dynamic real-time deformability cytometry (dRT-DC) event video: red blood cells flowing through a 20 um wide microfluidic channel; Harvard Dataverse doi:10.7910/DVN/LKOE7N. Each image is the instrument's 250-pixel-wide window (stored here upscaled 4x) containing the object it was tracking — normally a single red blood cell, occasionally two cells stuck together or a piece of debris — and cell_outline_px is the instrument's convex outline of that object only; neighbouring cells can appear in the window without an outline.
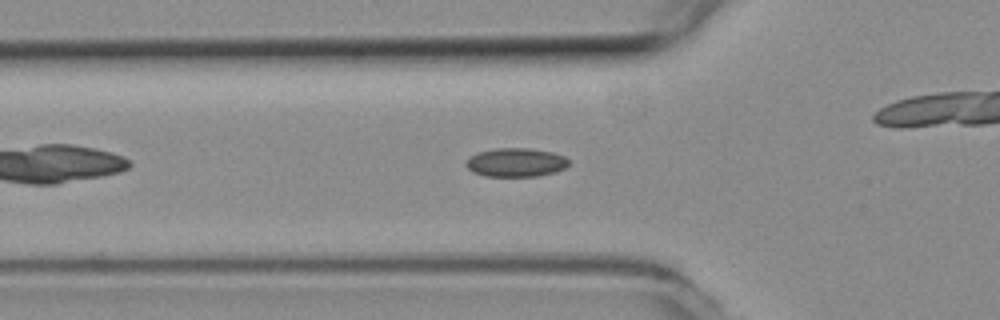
{"species": "common noctule bat (a hibernating species)", "species_latin": "Nyctalus noctula", "temperature_condition": "room temperature", "stored_images_in_passage": 45, "camera_frame_rate_fps": 3000, "um_per_image_px": 0.085, "animal": {"sex": "female", "body_mass_g": 19.3, "forearm_length_mm": 54.1}, "frame": {"image": 1, "passage_image": 8, "time_ms": 2.333, "image_size_px": [1000, 320], "cell_outline_px": [[568, 164], [564, 168], [556, 172], [536, 176], [484, 176], [472, 172], [464, 164], [472, 156], [480, 152], [496, 148], [528, 148], [552, 152], [564, 156], [568, 160]], "centroid_in_image_um": [43.85, 13.81], "position_along_channel_um": 81.9, "area_um2": 17.05}}
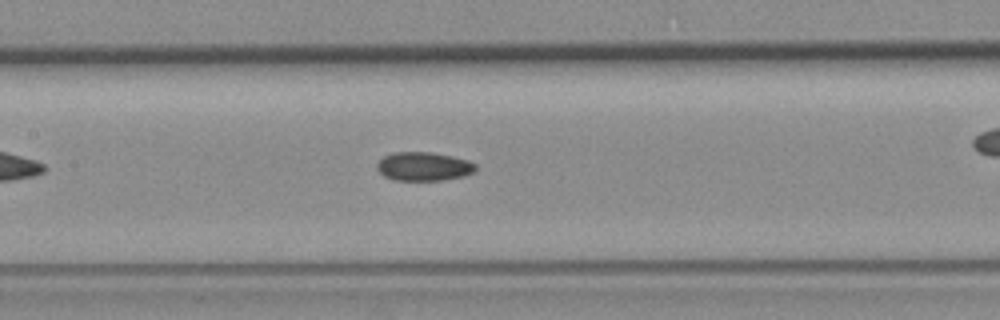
{"frame": {"image": 2, "passage_image": 15, "time_ms": 4.667, "image_size_px": [1000, 320], "cell_outline_px": [[476, 168], [472, 172], [464, 176], [444, 180], [396, 180], [384, 176], [376, 168], [376, 164], [384, 156], [396, 152], [432, 152], [452, 156], [468, 160], [476, 164]], "centroid_in_image_um": [36.01, 14.14], "position_along_channel_um": 171.4, "area_um2": 16.47}}
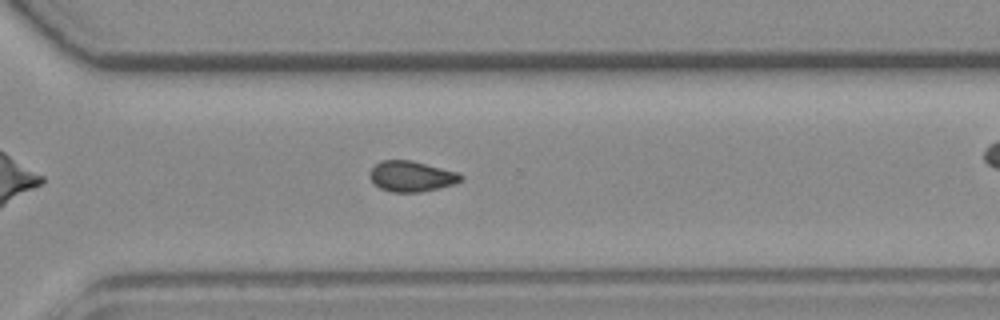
{"frame": {"image": 3, "passage_image": 28, "time_ms": 9.0, "image_size_px": [1000, 320], "cell_outline_px": [[464, 180], [456, 184], [440, 188], [420, 192], [392, 192], [380, 188], [372, 180], [368, 172], [380, 160], [412, 160], [460, 172], [464, 176]], "centroid_in_image_um": [35.04, 14.98], "position_along_channel_um": 335.6, "area_um2": 16.53}}